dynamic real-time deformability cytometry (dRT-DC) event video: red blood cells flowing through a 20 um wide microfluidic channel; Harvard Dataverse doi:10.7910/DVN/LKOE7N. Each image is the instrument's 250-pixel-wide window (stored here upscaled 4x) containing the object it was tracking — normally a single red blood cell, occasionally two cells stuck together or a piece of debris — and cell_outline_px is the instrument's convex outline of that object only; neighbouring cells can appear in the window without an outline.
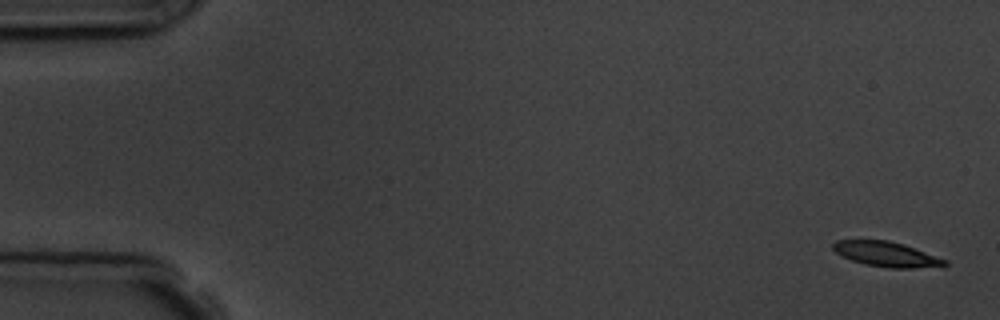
{"species": "common noctule bat (a hibernating species)", "species_latin": "Nyctalus noctula", "temperature_condition": "room temperature", "stored_images_in_passage": 4, "camera_frame_rate_fps": 3000, "um_per_image_px": 0.085, "animal": {"sex": "male", "body_mass_g": 19.5, "forearm_length_mm": 54.6}, "frame": {"image": 1, "passage_image": 1, "time_ms": 0.0, "image_size_px": [1000, 320], "cell_outline_px": [[948, 264], [912, 268], [892, 268], [864, 264], [852, 260], [836, 252], [832, 248], [832, 244], [836, 240], [888, 240], [904, 244], [948, 260]], "centroid_in_image_um": [75.33, 21.59], "position_along_channel_um": 9.7, "area_um2": 16.01}}
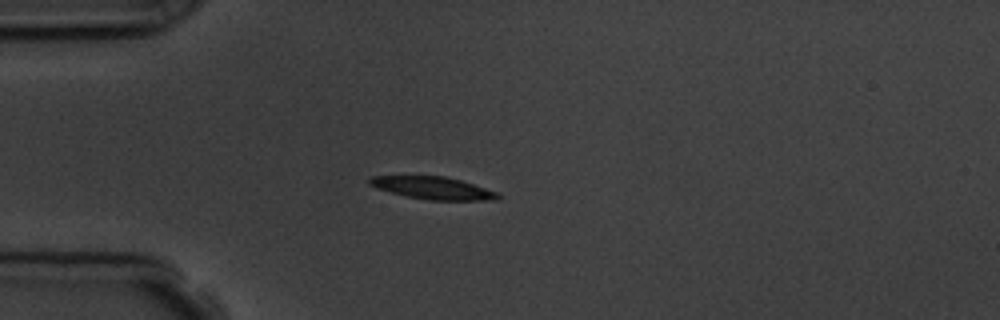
{"frame": {"image": 2, "passage_image": 4, "time_ms": 4.333, "image_size_px": [1000, 320], "cell_outline_px": [[500, 200], [428, 200], [408, 196], [376, 188], [368, 184], [368, 180], [372, 176], [444, 176], [460, 180], [500, 192]], "centroid_in_image_um": [36.85, 15.98], "position_along_channel_um": 48.1, "area_um2": 16.76}}